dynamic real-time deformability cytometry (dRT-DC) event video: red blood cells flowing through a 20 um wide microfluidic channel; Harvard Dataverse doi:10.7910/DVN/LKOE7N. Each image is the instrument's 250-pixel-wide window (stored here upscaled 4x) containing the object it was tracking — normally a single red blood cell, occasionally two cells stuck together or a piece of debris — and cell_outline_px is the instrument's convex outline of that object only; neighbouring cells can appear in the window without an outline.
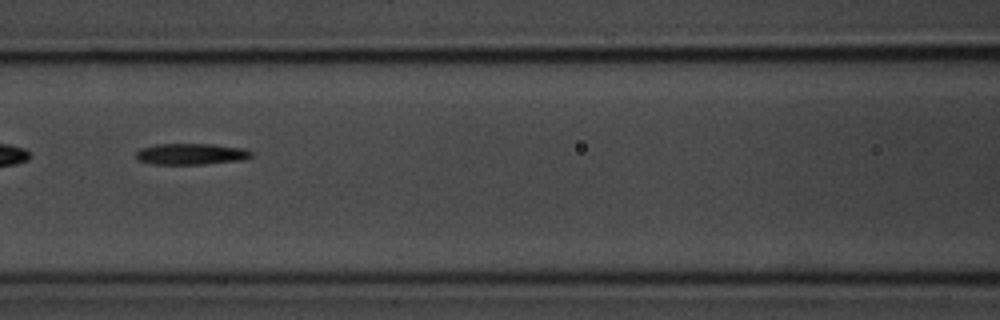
{"species": "common noctule bat (a hibernating species)", "species_latin": "Nyctalus noctula", "temperature_condition": "room temperature", "stored_images_in_passage": 9, "segment_of_instrument_passage": [2, 2], "camera_frame_rate_fps": 3000, "um_per_image_px": 0.085, "animal": {"sex": "male", "body_mass_g": 20.1, "forearm_length_mm": 53.5}, "frame": {"image": 1, "passage_image": 7, "time_ms": 7.667, "image_size_px": [1000, 320], "cell_outline_px": [[252, 156], [244, 160], [204, 164], [148, 164], [136, 160], [136, 152], [140, 148], [156, 144], [212, 144], [244, 148], [252, 152]], "centroid_in_image_um": [16.21, 13.09], "position_along_channel_um": 150.4, "area_um2": 14.45}}
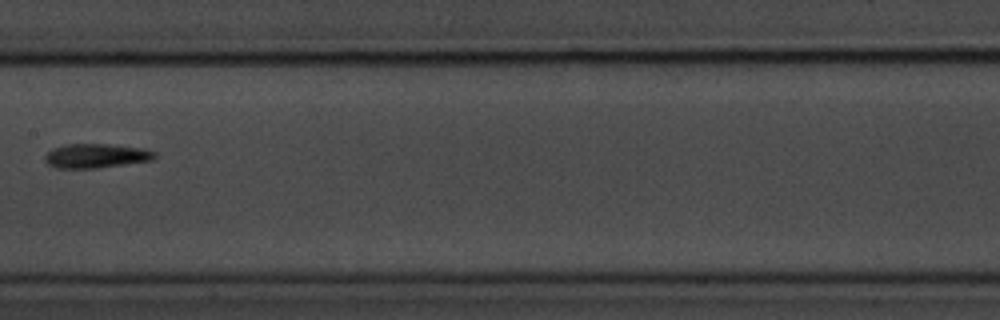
{"frame": {"image": 2, "passage_image": 8, "time_ms": 9.0, "image_size_px": [1000, 320], "cell_outline_px": [[156, 156], [152, 160], [96, 168], [56, 168], [48, 164], [44, 160], [44, 156], [52, 148], [68, 144], [112, 144], [144, 148], [156, 152]], "centroid_in_image_um": [8.16, 13.24], "position_along_channel_um": 199.2, "area_um2": 15.55}}